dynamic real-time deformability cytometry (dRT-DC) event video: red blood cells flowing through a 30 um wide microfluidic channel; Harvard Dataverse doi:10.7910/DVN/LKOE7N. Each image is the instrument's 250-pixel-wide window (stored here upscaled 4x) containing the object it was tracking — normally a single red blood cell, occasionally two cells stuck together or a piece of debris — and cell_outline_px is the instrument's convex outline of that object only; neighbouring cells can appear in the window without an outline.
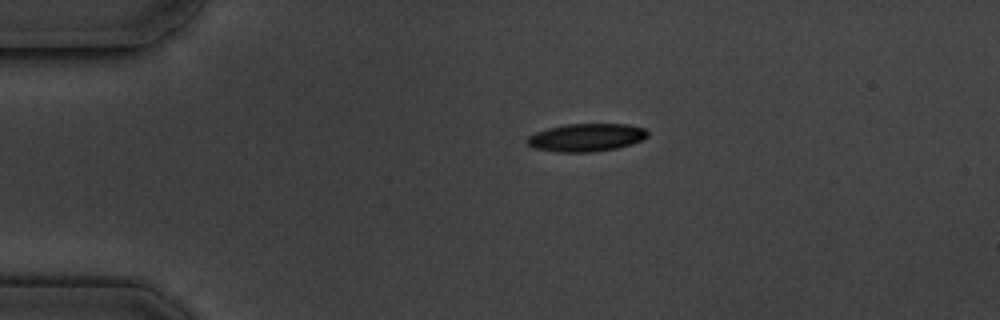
{"species": "common noctule bat (a hibernating species)", "species_latin": "Nyctalus noctula", "temperature_condition": "cold", "stored_images_in_passage": 3, "camera_frame_rate_fps": 3000, "um_per_image_px": 0.085, "animal": {"sex": "male", "body_mass_g": 19.5, "forearm_length_mm": 54.6}, "frame": {"image": 1, "passage_image": 1, "time_ms": 0.0, "image_size_px": [1000, 320], "cell_outline_px": [[648, 136], [632, 144], [616, 148], [592, 152], [556, 152], [532, 148], [524, 140], [528, 136], [536, 132], [548, 128], [564, 124], [628, 124], [644, 128], [648, 132]], "centroid_in_image_um": [49.79, 11.69], "position_along_channel_um": 35.2, "area_um2": 19.71}}